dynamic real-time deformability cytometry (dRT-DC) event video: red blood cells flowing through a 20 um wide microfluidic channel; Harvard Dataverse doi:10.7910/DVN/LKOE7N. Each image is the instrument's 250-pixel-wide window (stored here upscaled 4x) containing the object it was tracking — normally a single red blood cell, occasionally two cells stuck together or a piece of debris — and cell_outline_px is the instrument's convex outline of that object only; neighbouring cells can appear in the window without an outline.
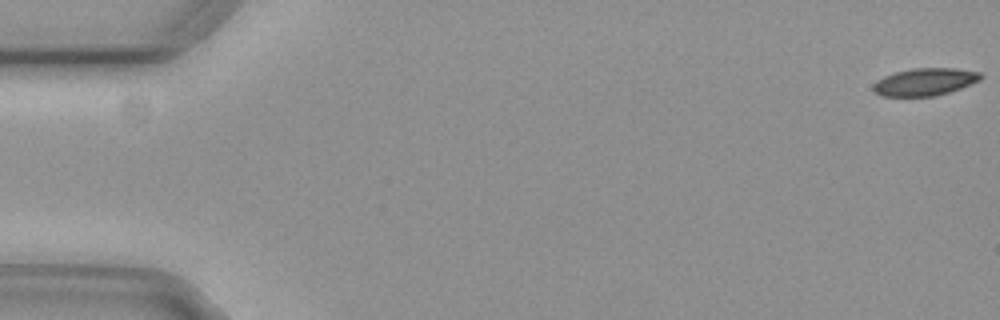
{"species": "common noctule bat (a hibernating species)", "species_latin": "Nyctalus noctula", "temperature_condition": "cold", "stored_images_in_passage": 14, "camera_frame_rate_fps": 3000, "um_per_image_px": 0.085, "animal": {"sex": "female", "body_mass_g": 29.2, "forearm_length_mm": 56.3}, "frame": {"image": 1, "passage_image": 1, "time_ms": 0.0, "image_size_px": [1000, 320], "cell_outline_px": [[984, 76], [980, 80], [960, 88], [936, 96], [880, 96], [872, 88], [872, 84], [876, 80], [884, 76], [896, 72], [912, 68], [956, 68], [980, 72]], "centroid_in_image_um": [78.6, 6.95], "position_along_channel_um": 6.4, "area_um2": 17.22}}